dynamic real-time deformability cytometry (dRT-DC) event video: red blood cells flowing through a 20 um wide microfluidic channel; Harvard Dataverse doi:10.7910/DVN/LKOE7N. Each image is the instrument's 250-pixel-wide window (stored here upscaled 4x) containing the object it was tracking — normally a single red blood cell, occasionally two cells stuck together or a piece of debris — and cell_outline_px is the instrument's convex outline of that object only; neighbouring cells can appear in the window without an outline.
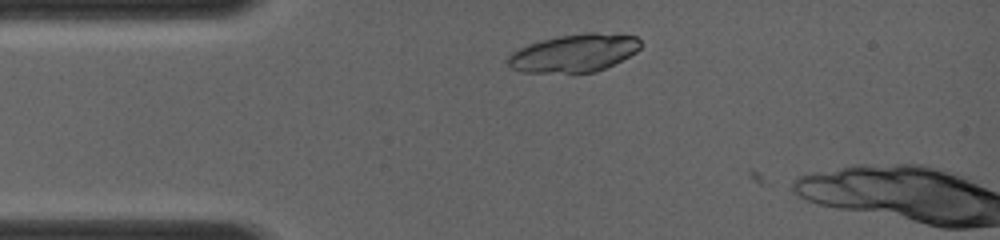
{"species": "common noctule bat (a hibernating species)", "species_latin": "Nyctalus noctula", "temperature_condition": "room temperature", "stored_images_in_passage": 3, "camera_frame_rate_fps": 4000, "um_per_image_px": 0.085, "animal": {"sex": "female", "body_mass_g": 19.0, "forearm_length_mm": 56.7}, "frame": {"image": 1, "passage_image": 2, "time_ms": 0.25, "image_size_px": [1000, 240], "cell_outline_px": [[644, 44], [636, 52], [596, 72], [572, 76], [520, 72], [512, 68], [508, 64], [508, 56], [512, 52], [528, 44], [540, 40], [560, 36], [588, 32], [596, 32], [636, 36]], "centroid_in_image_um": [48.77, 4.56], "position_along_channel_um": 36.2, "area_um2": 30.17}}